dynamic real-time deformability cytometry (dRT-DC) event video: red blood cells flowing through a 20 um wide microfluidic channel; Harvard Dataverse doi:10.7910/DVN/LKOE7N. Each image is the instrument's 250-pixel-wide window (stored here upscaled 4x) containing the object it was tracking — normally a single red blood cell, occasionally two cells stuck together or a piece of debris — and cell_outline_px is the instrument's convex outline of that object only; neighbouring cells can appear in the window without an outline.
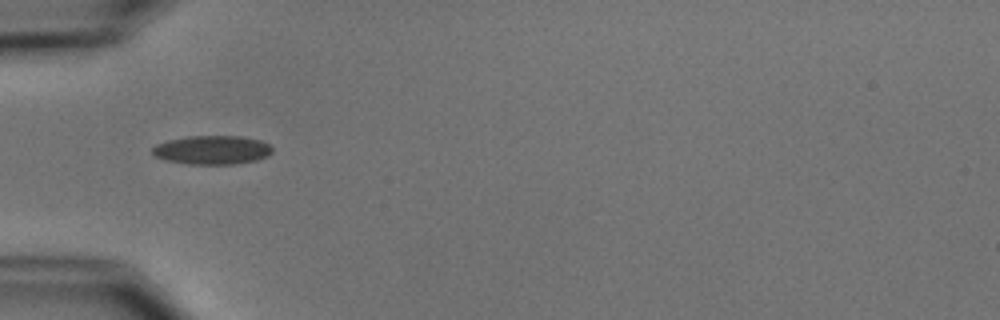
{"species": "common noctule bat (a hibernating species)", "species_latin": "Nyctalus noctula", "temperature_condition": "cold", "stored_images_in_passage": 3, "camera_frame_rate_fps": 3000, "um_per_image_px": 0.085, "animal": {"sex": "male", "body_mass_g": 15.6}, "frame": {"image": 1, "passage_image": 1, "time_ms": 0.0, "image_size_px": [1000, 320], "cell_outline_px": [[272, 152], [268, 156], [256, 160], [236, 164], [188, 164], [164, 160], [156, 156], [152, 152], [152, 148], [156, 144], [168, 140], [188, 136], [240, 136], [260, 140], [268, 144], [272, 148]], "centroid_in_image_um": [18.03, 12.75], "position_along_channel_um": 67.0, "area_um2": 20.17}}